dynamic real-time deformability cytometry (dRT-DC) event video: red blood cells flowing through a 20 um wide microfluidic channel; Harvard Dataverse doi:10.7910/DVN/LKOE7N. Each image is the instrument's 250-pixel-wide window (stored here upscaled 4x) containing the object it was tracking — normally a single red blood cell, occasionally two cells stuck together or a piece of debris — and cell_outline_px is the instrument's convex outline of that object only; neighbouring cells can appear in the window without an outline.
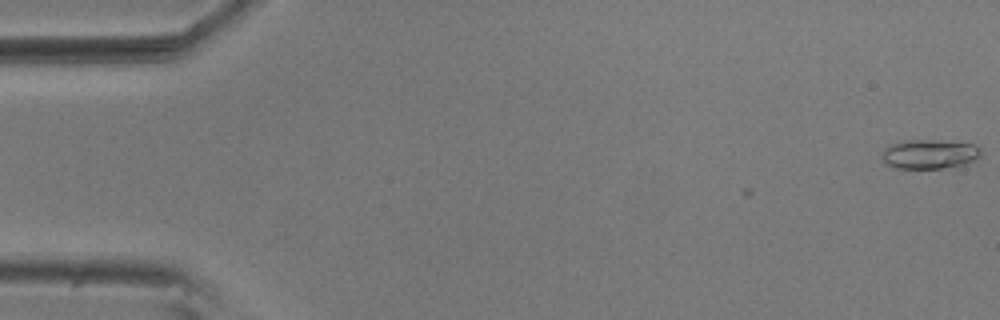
{"species": "common noctule bat (a hibernating species)", "species_latin": "Nyctalus noctula", "temperature_condition": "room temperature", "stored_images_in_passage": 4, "camera_frame_rate_fps": 3000, "um_per_image_px": 0.085, "animal": {"sex": "male", "body_mass_g": 20.5, "forearm_length_mm": 52.5}, "frame": {"image": 1, "passage_image": 1, "time_ms": 0.0, "image_size_px": [1000, 320], "cell_outline_px": [[980, 156], [976, 160], [964, 164], [948, 168], [896, 168], [888, 164], [884, 160], [884, 148], [892, 144], [904, 140], [932, 140], [976, 144], [980, 148]], "centroid_in_image_um": [79.06, 13.1], "position_along_channel_um": 5.9, "area_um2": 16.76}}